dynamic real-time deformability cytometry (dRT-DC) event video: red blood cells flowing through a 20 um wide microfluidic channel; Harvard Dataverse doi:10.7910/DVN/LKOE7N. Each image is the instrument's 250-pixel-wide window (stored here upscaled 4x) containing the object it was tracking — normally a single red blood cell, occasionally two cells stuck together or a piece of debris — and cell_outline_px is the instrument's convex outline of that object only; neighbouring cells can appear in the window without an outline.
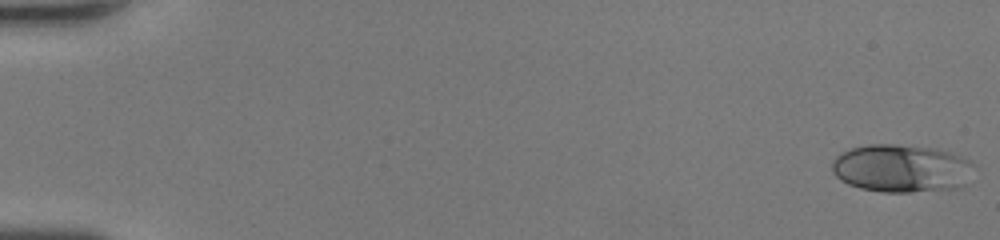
{"species": "human", "species_latin": "Homo sapiens", "temperature_condition": "room temperature", "stored_images_in_passage": 47, "camera_frame_rate_fps": 3000, "um_per_image_px": 0.085, "donor": {"sex": "female"}, "frame": {"image": 1, "passage_image": 1, "time_ms": 0.0, "image_size_px": [1000, 240], "cell_outline_px": [[976, 168], [968, 184], [960, 188], [912, 192], [884, 192], [860, 188], [848, 184], [840, 180], [832, 172], [832, 160], [836, 156], [852, 148], [868, 144], [896, 144], [936, 148], [952, 152], [972, 160]], "centroid_in_image_um": [76.71, 14.31], "position_along_channel_um": 8.3, "area_um2": 40.46}}
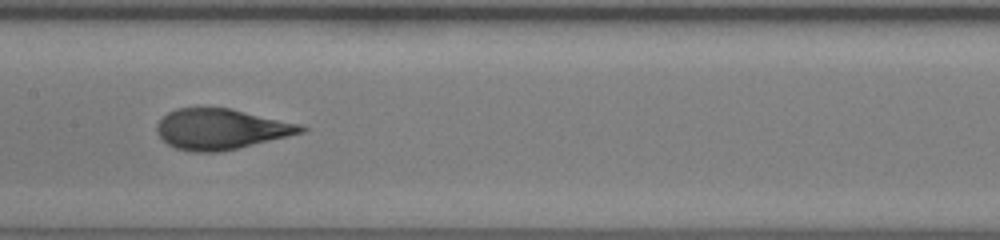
{"frame": {"image": 2, "passage_image": 26, "time_ms": 8.333, "image_size_px": [1000, 240], "cell_outline_px": [[308, 128], [304, 132], [220, 152], [192, 152], [176, 148], [168, 144], [156, 132], [156, 124], [168, 112], [176, 108], [228, 108], [300, 124]], "centroid_in_image_um": [18.75, 10.98], "position_along_channel_um": 188.7, "area_um2": 33.64}}
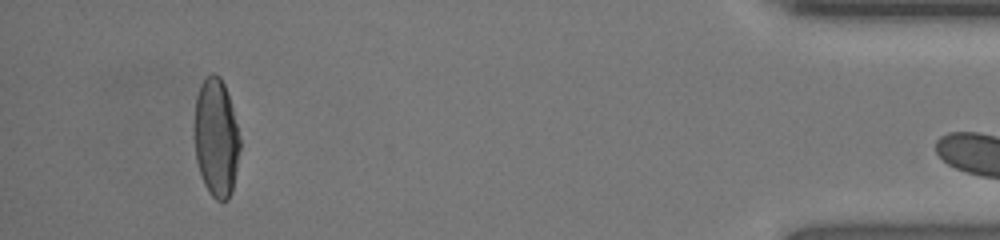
{"frame": {"image": 3, "passage_image": 46, "time_ms": 15.0, "image_size_px": [1000, 240], "cell_outline_px": [[240, 148], [232, 192], [228, 200], [216, 200], [208, 192], [204, 184], [196, 160], [196, 96], [200, 84], [204, 76], [212, 72], [216, 72], [220, 76], [224, 84], [232, 108], [240, 140]], "centroid_in_image_um": [18.38, 11.69], "position_along_channel_um": 416.8, "area_um2": 31.1}}